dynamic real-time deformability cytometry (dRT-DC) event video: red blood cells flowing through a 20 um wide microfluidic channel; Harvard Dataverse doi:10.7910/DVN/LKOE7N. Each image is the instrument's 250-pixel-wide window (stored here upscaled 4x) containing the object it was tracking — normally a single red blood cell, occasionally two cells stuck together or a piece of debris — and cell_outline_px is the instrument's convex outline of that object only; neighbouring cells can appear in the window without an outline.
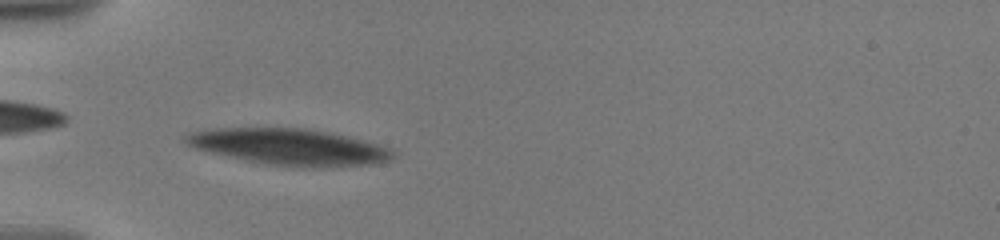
{"species": "human", "species_latin": "Homo sapiens", "temperature_condition": "warm", "stored_images_in_passage": 6, "camera_frame_rate_fps": 3000, "um_per_image_px": 0.085, "donor": {"sex": "male"}, "frame": {"image": 1, "passage_image": 2, "time_ms": 0.333, "image_size_px": [1000, 240], "cell_outline_px": [[396, 156], [392, 160], [372, 164], [268, 164], [212, 152], [196, 148], [188, 144], [184, 140], [184, 136], [188, 132], [212, 128], [304, 128], [344, 136], [376, 144], [388, 148], [396, 152]], "centroid_in_image_um": [24.52, 12.43], "position_along_channel_um": 60.5, "area_um2": 41.67}}
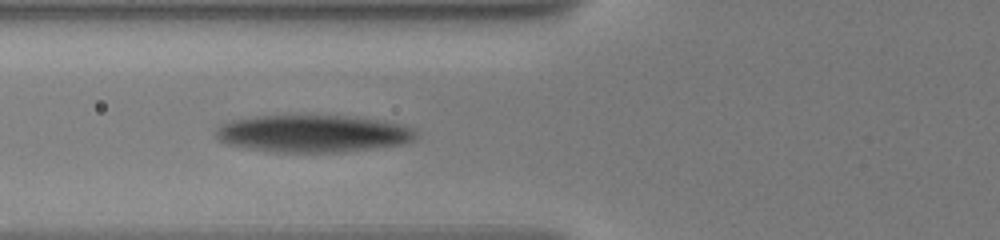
{"frame": {"image": 2, "passage_image": 5, "time_ms": 1.667, "image_size_px": [1000, 240], "cell_outline_px": [[420, 132], [412, 140], [400, 144], [372, 148], [336, 152], [272, 152], [228, 144], [220, 140], [216, 136], [216, 128], [232, 120], [256, 116], [344, 116], [384, 120], [416, 128]], "centroid_in_image_um": [26.65, 11.35], "position_along_channel_um": 99.2, "area_um2": 43.18}}
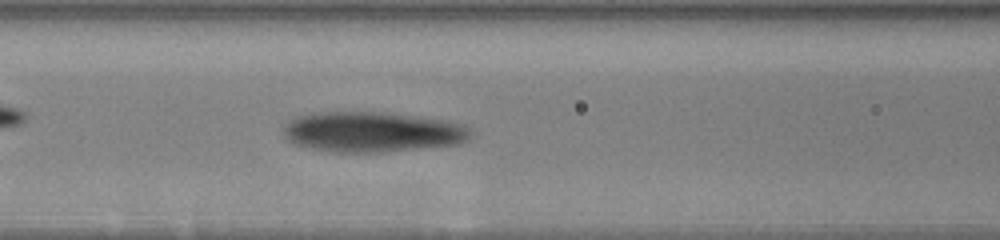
{"frame": {"image": 3, "passage_image": 6, "time_ms": 2.667, "image_size_px": [1000, 240], "cell_outline_px": [[472, 136], [468, 140], [460, 144], [384, 152], [336, 152], [312, 148], [296, 144], [284, 132], [284, 128], [296, 116], [312, 112], [392, 112], [448, 120], [464, 124], [472, 128]], "centroid_in_image_um": [31.78, 11.2], "position_along_channel_um": 134.8, "area_um2": 44.22}}